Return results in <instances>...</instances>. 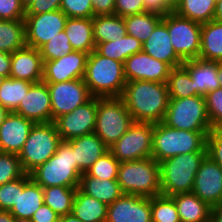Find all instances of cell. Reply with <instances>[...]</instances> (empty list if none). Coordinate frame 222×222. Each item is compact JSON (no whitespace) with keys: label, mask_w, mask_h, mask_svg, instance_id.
<instances>
[{"label":"cell","mask_w":222,"mask_h":222,"mask_svg":"<svg viewBox=\"0 0 222 222\" xmlns=\"http://www.w3.org/2000/svg\"><path fill=\"white\" fill-rule=\"evenodd\" d=\"M46 84L50 93L52 122L61 115L74 111L92 98L83 78Z\"/></svg>","instance_id":"obj_12"},{"label":"cell","mask_w":222,"mask_h":222,"mask_svg":"<svg viewBox=\"0 0 222 222\" xmlns=\"http://www.w3.org/2000/svg\"><path fill=\"white\" fill-rule=\"evenodd\" d=\"M32 84L25 80L6 78L0 87V104L8 111L14 112Z\"/></svg>","instance_id":"obj_37"},{"label":"cell","mask_w":222,"mask_h":222,"mask_svg":"<svg viewBox=\"0 0 222 222\" xmlns=\"http://www.w3.org/2000/svg\"><path fill=\"white\" fill-rule=\"evenodd\" d=\"M95 50L104 57L124 63L127 58L143 50V43L126 34L114 41L99 43Z\"/></svg>","instance_id":"obj_31"},{"label":"cell","mask_w":222,"mask_h":222,"mask_svg":"<svg viewBox=\"0 0 222 222\" xmlns=\"http://www.w3.org/2000/svg\"><path fill=\"white\" fill-rule=\"evenodd\" d=\"M124 77L128 81L167 83L172 67L149 56L143 50L133 54L123 63Z\"/></svg>","instance_id":"obj_15"},{"label":"cell","mask_w":222,"mask_h":222,"mask_svg":"<svg viewBox=\"0 0 222 222\" xmlns=\"http://www.w3.org/2000/svg\"><path fill=\"white\" fill-rule=\"evenodd\" d=\"M15 113L34 123L52 122L50 93L44 81L31 85Z\"/></svg>","instance_id":"obj_19"},{"label":"cell","mask_w":222,"mask_h":222,"mask_svg":"<svg viewBox=\"0 0 222 222\" xmlns=\"http://www.w3.org/2000/svg\"><path fill=\"white\" fill-rule=\"evenodd\" d=\"M77 188L50 186L43 188L44 204L60 217L72 212Z\"/></svg>","instance_id":"obj_34"},{"label":"cell","mask_w":222,"mask_h":222,"mask_svg":"<svg viewBox=\"0 0 222 222\" xmlns=\"http://www.w3.org/2000/svg\"><path fill=\"white\" fill-rule=\"evenodd\" d=\"M9 77L31 83L42 81L43 60L39 49L25 45L11 54Z\"/></svg>","instance_id":"obj_21"},{"label":"cell","mask_w":222,"mask_h":222,"mask_svg":"<svg viewBox=\"0 0 222 222\" xmlns=\"http://www.w3.org/2000/svg\"><path fill=\"white\" fill-rule=\"evenodd\" d=\"M167 25L171 44L177 56L184 62L199 58L201 46V24L172 11L163 17Z\"/></svg>","instance_id":"obj_10"},{"label":"cell","mask_w":222,"mask_h":222,"mask_svg":"<svg viewBox=\"0 0 222 222\" xmlns=\"http://www.w3.org/2000/svg\"><path fill=\"white\" fill-rule=\"evenodd\" d=\"M25 174L18 154L0 152V185L12 182Z\"/></svg>","instance_id":"obj_43"},{"label":"cell","mask_w":222,"mask_h":222,"mask_svg":"<svg viewBox=\"0 0 222 222\" xmlns=\"http://www.w3.org/2000/svg\"><path fill=\"white\" fill-rule=\"evenodd\" d=\"M14 222H31V219H19V218H15Z\"/></svg>","instance_id":"obj_62"},{"label":"cell","mask_w":222,"mask_h":222,"mask_svg":"<svg viewBox=\"0 0 222 222\" xmlns=\"http://www.w3.org/2000/svg\"><path fill=\"white\" fill-rule=\"evenodd\" d=\"M88 55V53L73 50L61 58L43 61L42 81L45 83H60L82 79L85 74Z\"/></svg>","instance_id":"obj_17"},{"label":"cell","mask_w":222,"mask_h":222,"mask_svg":"<svg viewBox=\"0 0 222 222\" xmlns=\"http://www.w3.org/2000/svg\"><path fill=\"white\" fill-rule=\"evenodd\" d=\"M34 122L10 112L0 125V152L19 154Z\"/></svg>","instance_id":"obj_20"},{"label":"cell","mask_w":222,"mask_h":222,"mask_svg":"<svg viewBox=\"0 0 222 222\" xmlns=\"http://www.w3.org/2000/svg\"><path fill=\"white\" fill-rule=\"evenodd\" d=\"M133 122L121 97L97 98L94 132L108 148L127 132Z\"/></svg>","instance_id":"obj_9"},{"label":"cell","mask_w":222,"mask_h":222,"mask_svg":"<svg viewBox=\"0 0 222 222\" xmlns=\"http://www.w3.org/2000/svg\"><path fill=\"white\" fill-rule=\"evenodd\" d=\"M215 6L216 0H182L174 12L203 24L213 20Z\"/></svg>","instance_id":"obj_36"},{"label":"cell","mask_w":222,"mask_h":222,"mask_svg":"<svg viewBox=\"0 0 222 222\" xmlns=\"http://www.w3.org/2000/svg\"><path fill=\"white\" fill-rule=\"evenodd\" d=\"M66 142L73 148L75 165L82 174L87 173L91 166L109 150L95 132Z\"/></svg>","instance_id":"obj_22"},{"label":"cell","mask_w":222,"mask_h":222,"mask_svg":"<svg viewBox=\"0 0 222 222\" xmlns=\"http://www.w3.org/2000/svg\"><path fill=\"white\" fill-rule=\"evenodd\" d=\"M213 20L222 22V0H216Z\"/></svg>","instance_id":"obj_55"},{"label":"cell","mask_w":222,"mask_h":222,"mask_svg":"<svg viewBox=\"0 0 222 222\" xmlns=\"http://www.w3.org/2000/svg\"><path fill=\"white\" fill-rule=\"evenodd\" d=\"M166 3L175 10L182 0H165Z\"/></svg>","instance_id":"obj_59"},{"label":"cell","mask_w":222,"mask_h":222,"mask_svg":"<svg viewBox=\"0 0 222 222\" xmlns=\"http://www.w3.org/2000/svg\"><path fill=\"white\" fill-rule=\"evenodd\" d=\"M6 78H7V77H5V76H3V75L0 74V87H1V85L3 84V82L5 81Z\"/></svg>","instance_id":"obj_63"},{"label":"cell","mask_w":222,"mask_h":222,"mask_svg":"<svg viewBox=\"0 0 222 222\" xmlns=\"http://www.w3.org/2000/svg\"><path fill=\"white\" fill-rule=\"evenodd\" d=\"M61 0H34L26 9L25 15H39L60 10Z\"/></svg>","instance_id":"obj_49"},{"label":"cell","mask_w":222,"mask_h":222,"mask_svg":"<svg viewBox=\"0 0 222 222\" xmlns=\"http://www.w3.org/2000/svg\"><path fill=\"white\" fill-rule=\"evenodd\" d=\"M11 72V54L0 51V74L9 78Z\"/></svg>","instance_id":"obj_53"},{"label":"cell","mask_w":222,"mask_h":222,"mask_svg":"<svg viewBox=\"0 0 222 222\" xmlns=\"http://www.w3.org/2000/svg\"><path fill=\"white\" fill-rule=\"evenodd\" d=\"M117 181L124 194L148 198L161 195L160 164L152 157L121 162Z\"/></svg>","instance_id":"obj_5"},{"label":"cell","mask_w":222,"mask_h":222,"mask_svg":"<svg viewBox=\"0 0 222 222\" xmlns=\"http://www.w3.org/2000/svg\"><path fill=\"white\" fill-rule=\"evenodd\" d=\"M108 205L83 193L79 188L76 190L72 214L82 222H105Z\"/></svg>","instance_id":"obj_29"},{"label":"cell","mask_w":222,"mask_h":222,"mask_svg":"<svg viewBox=\"0 0 222 222\" xmlns=\"http://www.w3.org/2000/svg\"><path fill=\"white\" fill-rule=\"evenodd\" d=\"M97 97H92L74 111L56 118L53 122L62 141L94 132L96 126Z\"/></svg>","instance_id":"obj_14"},{"label":"cell","mask_w":222,"mask_h":222,"mask_svg":"<svg viewBox=\"0 0 222 222\" xmlns=\"http://www.w3.org/2000/svg\"><path fill=\"white\" fill-rule=\"evenodd\" d=\"M154 123L136 122L112 146L109 151L121 162H129L152 157V134Z\"/></svg>","instance_id":"obj_11"},{"label":"cell","mask_w":222,"mask_h":222,"mask_svg":"<svg viewBox=\"0 0 222 222\" xmlns=\"http://www.w3.org/2000/svg\"><path fill=\"white\" fill-rule=\"evenodd\" d=\"M71 51H73V48L64 30L39 48L43 61L61 58Z\"/></svg>","instance_id":"obj_40"},{"label":"cell","mask_w":222,"mask_h":222,"mask_svg":"<svg viewBox=\"0 0 222 222\" xmlns=\"http://www.w3.org/2000/svg\"><path fill=\"white\" fill-rule=\"evenodd\" d=\"M144 12L143 0H115L114 14L126 17Z\"/></svg>","instance_id":"obj_48"},{"label":"cell","mask_w":222,"mask_h":222,"mask_svg":"<svg viewBox=\"0 0 222 222\" xmlns=\"http://www.w3.org/2000/svg\"><path fill=\"white\" fill-rule=\"evenodd\" d=\"M207 156L222 170V129H212L206 137Z\"/></svg>","instance_id":"obj_46"},{"label":"cell","mask_w":222,"mask_h":222,"mask_svg":"<svg viewBox=\"0 0 222 222\" xmlns=\"http://www.w3.org/2000/svg\"><path fill=\"white\" fill-rule=\"evenodd\" d=\"M209 133L175 129L163 122L155 123L152 134V158L160 163L179 154L207 152L206 137Z\"/></svg>","instance_id":"obj_3"},{"label":"cell","mask_w":222,"mask_h":222,"mask_svg":"<svg viewBox=\"0 0 222 222\" xmlns=\"http://www.w3.org/2000/svg\"><path fill=\"white\" fill-rule=\"evenodd\" d=\"M44 204L43 188L31 179L19 192L17 203L9 211L15 218L31 219L35 211Z\"/></svg>","instance_id":"obj_30"},{"label":"cell","mask_w":222,"mask_h":222,"mask_svg":"<svg viewBox=\"0 0 222 222\" xmlns=\"http://www.w3.org/2000/svg\"><path fill=\"white\" fill-rule=\"evenodd\" d=\"M165 125L186 131L211 132L205 97L169 98L168 108L162 121Z\"/></svg>","instance_id":"obj_7"},{"label":"cell","mask_w":222,"mask_h":222,"mask_svg":"<svg viewBox=\"0 0 222 222\" xmlns=\"http://www.w3.org/2000/svg\"><path fill=\"white\" fill-rule=\"evenodd\" d=\"M25 8L20 0H0V20H24Z\"/></svg>","instance_id":"obj_47"},{"label":"cell","mask_w":222,"mask_h":222,"mask_svg":"<svg viewBox=\"0 0 222 222\" xmlns=\"http://www.w3.org/2000/svg\"><path fill=\"white\" fill-rule=\"evenodd\" d=\"M59 222H82L80 219L75 217L72 213L66 214L65 216H61L59 218Z\"/></svg>","instance_id":"obj_57"},{"label":"cell","mask_w":222,"mask_h":222,"mask_svg":"<svg viewBox=\"0 0 222 222\" xmlns=\"http://www.w3.org/2000/svg\"><path fill=\"white\" fill-rule=\"evenodd\" d=\"M182 66L188 71L198 95L205 96L221 87L217 78V62L195 58L184 61Z\"/></svg>","instance_id":"obj_23"},{"label":"cell","mask_w":222,"mask_h":222,"mask_svg":"<svg viewBox=\"0 0 222 222\" xmlns=\"http://www.w3.org/2000/svg\"><path fill=\"white\" fill-rule=\"evenodd\" d=\"M217 71H218L217 78L220 81L222 87V61L217 62Z\"/></svg>","instance_id":"obj_60"},{"label":"cell","mask_w":222,"mask_h":222,"mask_svg":"<svg viewBox=\"0 0 222 222\" xmlns=\"http://www.w3.org/2000/svg\"><path fill=\"white\" fill-rule=\"evenodd\" d=\"M31 179V175L26 173L21 178L0 185V210L10 211L17 203L19 192H23L24 186Z\"/></svg>","instance_id":"obj_42"},{"label":"cell","mask_w":222,"mask_h":222,"mask_svg":"<svg viewBox=\"0 0 222 222\" xmlns=\"http://www.w3.org/2000/svg\"><path fill=\"white\" fill-rule=\"evenodd\" d=\"M67 18L62 10H55L39 15H25L26 45L39 49L65 29Z\"/></svg>","instance_id":"obj_13"},{"label":"cell","mask_w":222,"mask_h":222,"mask_svg":"<svg viewBox=\"0 0 222 222\" xmlns=\"http://www.w3.org/2000/svg\"><path fill=\"white\" fill-rule=\"evenodd\" d=\"M14 219L9 211L0 210V222H14Z\"/></svg>","instance_id":"obj_56"},{"label":"cell","mask_w":222,"mask_h":222,"mask_svg":"<svg viewBox=\"0 0 222 222\" xmlns=\"http://www.w3.org/2000/svg\"><path fill=\"white\" fill-rule=\"evenodd\" d=\"M69 18H93L92 0H61V7Z\"/></svg>","instance_id":"obj_45"},{"label":"cell","mask_w":222,"mask_h":222,"mask_svg":"<svg viewBox=\"0 0 222 222\" xmlns=\"http://www.w3.org/2000/svg\"><path fill=\"white\" fill-rule=\"evenodd\" d=\"M133 121L160 123L169 103L167 83L128 81L121 96Z\"/></svg>","instance_id":"obj_1"},{"label":"cell","mask_w":222,"mask_h":222,"mask_svg":"<svg viewBox=\"0 0 222 222\" xmlns=\"http://www.w3.org/2000/svg\"><path fill=\"white\" fill-rule=\"evenodd\" d=\"M25 45L24 20H0V51L12 54Z\"/></svg>","instance_id":"obj_33"},{"label":"cell","mask_w":222,"mask_h":222,"mask_svg":"<svg viewBox=\"0 0 222 222\" xmlns=\"http://www.w3.org/2000/svg\"><path fill=\"white\" fill-rule=\"evenodd\" d=\"M10 113V111H8L6 108H4L1 104H0V125L4 122L6 116Z\"/></svg>","instance_id":"obj_58"},{"label":"cell","mask_w":222,"mask_h":222,"mask_svg":"<svg viewBox=\"0 0 222 222\" xmlns=\"http://www.w3.org/2000/svg\"><path fill=\"white\" fill-rule=\"evenodd\" d=\"M192 192L211 208L222 204V170L207 155L200 163Z\"/></svg>","instance_id":"obj_16"},{"label":"cell","mask_w":222,"mask_h":222,"mask_svg":"<svg viewBox=\"0 0 222 222\" xmlns=\"http://www.w3.org/2000/svg\"><path fill=\"white\" fill-rule=\"evenodd\" d=\"M143 51L159 61L168 63L172 68L183 64L173 49L167 25L163 21L155 27L152 34L143 43Z\"/></svg>","instance_id":"obj_24"},{"label":"cell","mask_w":222,"mask_h":222,"mask_svg":"<svg viewBox=\"0 0 222 222\" xmlns=\"http://www.w3.org/2000/svg\"><path fill=\"white\" fill-rule=\"evenodd\" d=\"M167 86L169 98H187L198 95L188 71L182 65L171 69Z\"/></svg>","instance_id":"obj_38"},{"label":"cell","mask_w":222,"mask_h":222,"mask_svg":"<svg viewBox=\"0 0 222 222\" xmlns=\"http://www.w3.org/2000/svg\"><path fill=\"white\" fill-rule=\"evenodd\" d=\"M74 51L90 54L96 49L93 18H67L64 29Z\"/></svg>","instance_id":"obj_25"},{"label":"cell","mask_w":222,"mask_h":222,"mask_svg":"<svg viewBox=\"0 0 222 222\" xmlns=\"http://www.w3.org/2000/svg\"><path fill=\"white\" fill-rule=\"evenodd\" d=\"M209 222H222V204L211 208Z\"/></svg>","instance_id":"obj_54"},{"label":"cell","mask_w":222,"mask_h":222,"mask_svg":"<svg viewBox=\"0 0 222 222\" xmlns=\"http://www.w3.org/2000/svg\"><path fill=\"white\" fill-rule=\"evenodd\" d=\"M119 164L120 162L108 150L91 166L87 174L100 180H117Z\"/></svg>","instance_id":"obj_41"},{"label":"cell","mask_w":222,"mask_h":222,"mask_svg":"<svg viewBox=\"0 0 222 222\" xmlns=\"http://www.w3.org/2000/svg\"><path fill=\"white\" fill-rule=\"evenodd\" d=\"M207 152L179 154L160 162L161 195L192 192L195 176Z\"/></svg>","instance_id":"obj_6"},{"label":"cell","mask_w":222,"mask_h":222,"mask_svg":"<svg viewBox=\"0 0 222 222\" xmlns=\"http://www.w3.org/2000/svg\"><path fill=\"white\" fill-rule=\"evenodd\" d=\"M22 6L26 9L34 0H20Z\"/></svg>","instance_id":"obj_61"},{"label":"cell","mask_w":222,"mask_h":222,"mask_svg":"<svg viewBox=\"0 0 222 222\" xmlns=\"http://www.w3.org/2000/svg\"><path fill=\"white\" fill-rule=\"evenodd\" d=\"M151 219L152 222H181L174 200L164 195L151 198Z\"/></svg>","instance_id":"obj_39"},{"label":"cell","mask_w":222,"mask_h":222,"mask_svg":"<svg viewBox=\"0 0 222 222\" xmlns=\"http://www.w3.org/2000/svg\"><path fill=\"white\" fill-rule=\"evenodd\" d=\"M105 222H152L151 198L123 194L108 205Z\"/></svg>","instance_id":"obj_18"},{"label":"cell","mask_w":222,"mask_h":222,"mask_svg":"<svg viewBox=\"0 0 222 222\" xmlns=\"http://www.w3.org/2000/svg\"><path fill=\"white\" fill-rule=\"evenodd\" d=\"M93 33L96 46L123 37L127 34L124 17L116 14L94 16Z\"/></svg>","instance_id":"obj_32"},{"label":"cell","mask_w":222,"mask_h":222,"mask_svg":"<svg viewBox=\"0 0 222 222\" xmlns=\"http://www.w3.org/2000/svg\"><path fill=\"white\" fill-rule=\"evenodd\" d=\"M92 97H121L126 85L123 63L100 55H88L83 77Z\"/></svg>","instance_id":"obj_2"},{"label":"cell","mask_w":222,"mask_h":222,"mask_svg":"<svg viewBox=\"0 0 222 222\" xmlns=\"http://www.w3.org/2000/svg\"><path fill=\"white\" fill-rule=\"evenodd\" d=\"M60 216L49 206H40L31 218V222H59Z\"/></svg>","instance_id":"obj_51"},{"label":"cell","mask_w":222,"mask_h":222,"mask_svg":"<svg viewBox=\"0 0 222 222\" xmlns=\"http://www.w3.org/2000/svg\"><path fill=\"white\" fill-rule=\"evenodd\" d=\"M199 58L214 62L222 61V22L211 20L201 24Z\"/></svg>","instance_id":"obj_28"},{"label":"cell","mask_w":222,"mask_h":222,"mask_svg":"<svg viewBox=\"0 0 222 222\" xmlns=\"http://www.w3.org/2000/svg\"><path fill=\"white\" fill-rule=\"evenodd\" d=\"M79 189L107 205L112 204L124 194L117 180H100L87 173L81 175Z\"/></svg>","instance_id":"obj_27"},{"label":"cell","mask_w":222,"mask_h":222,"mask_svg":"<svg viewBox=\"0 0 222 222\" xmlns=\"http://www.w3.org/2000/svg\"><path fill=\"white\" fill-rule=\"evenodd\" d=\"M62 142L54 122L34 123L18 154L23 170L30 174L48 161Z\"/></svg>","instance_id":"obj_8"},{"label":"cell","mask_w":222,"mask_h":222,"mask_svg":"<svg viewBox=\"0 0 222 222\" xmlns=\"http://www.w3.org/2000/svg\"><path fill=\"white\" fill-rule=\"evenodd\" d=\"M30 175L42 188L50 186L79 188L82 173L75 165L73 148L66 141H62L55 154Z\"/></svg>","instance_id":"obj_4"},{"label":"cell","mask_w":222,"mask_h":222,"mask_svg":"<svg viewBox=\"0 0 222 222\" xmlns=\"http://www.w3.org/2000/svg\"><path fill=\"white\" fill-rule=\"evenodd\" d=\"M170 197L174 200L181 222H209L211 207L193 192Z\"/></svg>","instance_id":"obj_26"},{"label":"cell","mask_w":222,"mask_h":222,"mask_svg":"<svg viewBox=\"0 0 222 222\" xmlns=\"http://www.w3.org/2000/svg\"><path fill=\"white\" fill-rule=\"evenodd\" d=\"M208 117L213 129H222V87L205 96Z\"/></svg>","instance_id":"obj_44"},{"label":"cell","mask_w":222,"mask_h":222,"mask_svg":"<svg viewBox=\"0 0 222 222\" xmlns=\"http://www.w3.org/2000/svg\"><path fill=\"white\" fill-rule=\"evenodd\" d=\"M162 19L163 17L148 12L126 16L124 21L127 34L144 43Z\"/></svg>","instance_id":"obj_35"},{"label":"cell","mask_w":222,"mask_h":222,"mask_svg":"<svg viewBox=\"0 0 222 222\" xmlns=\"http://www.w3.org/2000/svg\"><path fill=\"white\" fill-rule=\"evenodd\" d=\"M93 15H112L115 11V0H92Z\"/></svg>","instance_id":"obj_52"},{"label":"cell","mask_w":222,"mask_h":222,"mask_svg":"<svg viewBox=\"0 0 222 222\" xmlns=\"http://www.w3.org/2000/svg\"><path fill=\"white\" fill-rule=\"evenodd\" d=\"M144 12L159 15L161 17L166 16L170 12L174 11L165 0H143Z\"/></svg>","instance_id":"obj_50"}]
</instances>
